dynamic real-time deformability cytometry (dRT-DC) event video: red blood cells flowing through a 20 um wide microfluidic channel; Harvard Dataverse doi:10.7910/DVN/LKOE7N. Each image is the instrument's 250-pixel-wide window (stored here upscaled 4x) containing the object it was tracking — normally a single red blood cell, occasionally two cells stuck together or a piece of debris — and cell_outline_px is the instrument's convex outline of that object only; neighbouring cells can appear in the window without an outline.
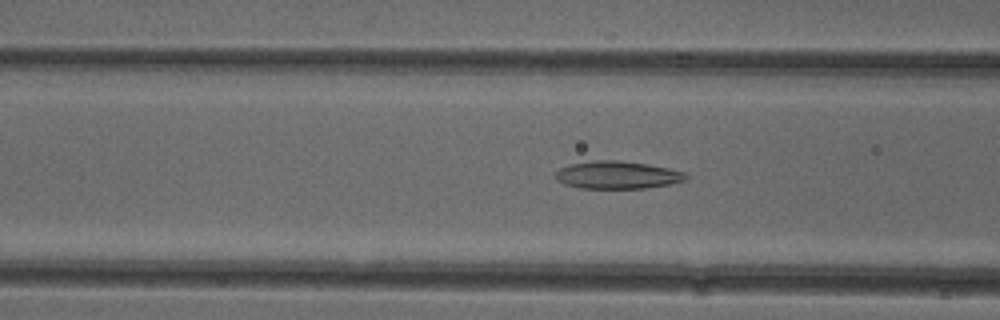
{"species": "common noctule bat (a hibernating species)", "species_latin": "Nyctalus noctula", "temperature_condition": "cold", "stored_images_in_passage": 39, "camera_frame_rate_fps": 3000, "um_per_image_px": 0.085, "animal": {"sex": "female"}, "frame": {"image": 1, "passage_image": 7, "time_ms": 2.0, "image_size_px": [1000, 320], "cell_outline_px": [[688, 176], [684, 180], [672, 184], [644, 188], [580, 188], [564, 184], [556, 180], [552, 176], [560, 168], [568, 164], [592, 160], [616, 160], [648, 164], [668, 168], [684, 172]], "centroid_in_image_um": [52.42, 14.87], "position_along_channel_um": 114.2, "area_um2": 21.15}}
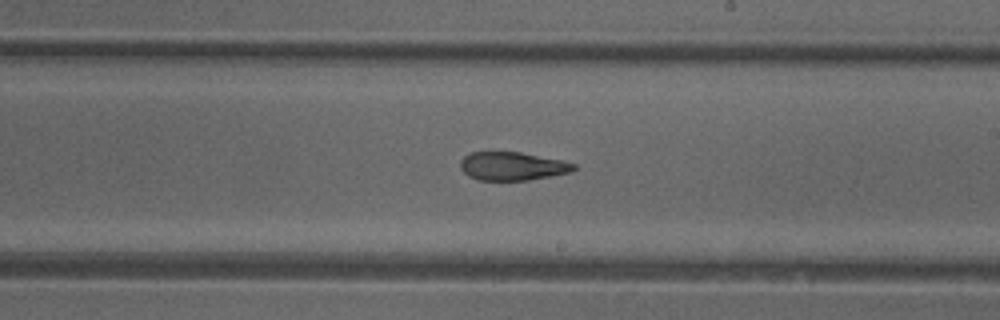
{"frame": {"image": 2, "passage_image": 17, "time_ms": 5.333, "image_size_px": [1000, 320], "cell_outline_px": [[576, 168], [572, 172], [528, 180], [476, 180], [468, 176], [460, 168], [460, 160], [464, 156], [472, 152], [520, 152], [560, 160], [576, 164]], "centroid_in_image_um": [43.52, 14.13], "position_along_channel_um": 245.5, "area_um2": 18.73}}
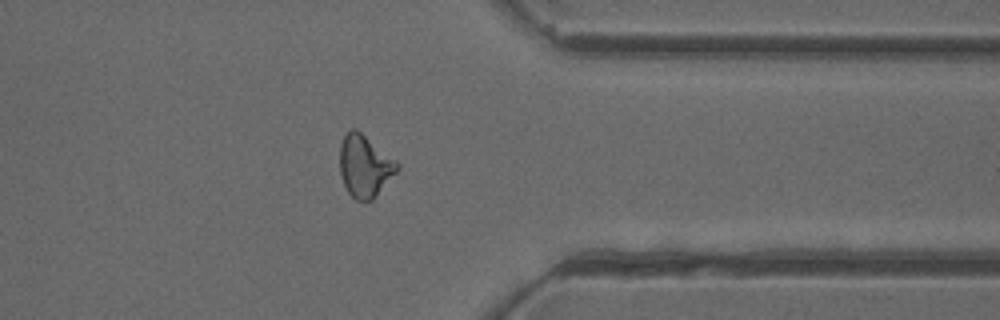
{"frame": {"image": 3, "passage_image": 28, "time_ms": 9.0, "image_size_px": [1000, 320], "cell_outline_px": [[400, 168], [376, 196], [372, 200], [356, 200], [348, 192], [344, 184], [340, 172], [340, 144], [344, 136], [352, 128], [356, 128], [396, 160], [400, 164]], "centroid_in_image_um": [31.01, 14.1], "position_along_channel_um": 380.4, "area_um2": 20.63}, "authors_computed_cell_mechanics": {"area_um2": 20.519, "velocity_mm_per_s": 3.9253, "shape_relaxation_time_tau1_ms": 8.2529, "shape_relaxation_time_tau2_ms": 2.8314, "deformation_change_tau1": 0.1987, "deformation_change_tau2": 0.1186}}